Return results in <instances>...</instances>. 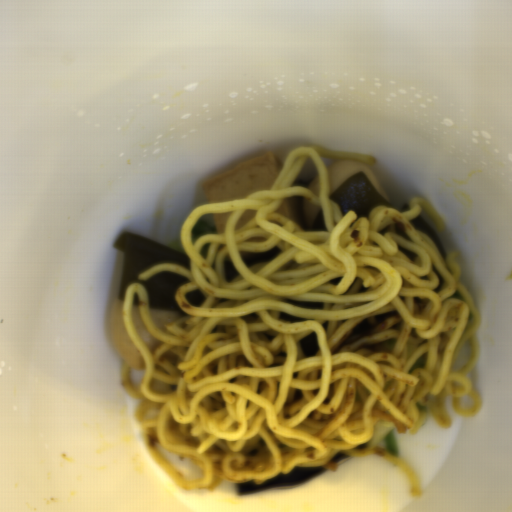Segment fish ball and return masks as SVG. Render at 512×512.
Segmentation results:
<instances>
[{"label":"fish ball","instance_id":"fish-ball-3","mask_svg":"<svg viewBox=\"0 0 512 512\" xmlns=\"http://www.w3.org/2000/svg\"><path fill=\"white\" fill-rule=\"evenodd\" d=\"M358 172L364 173L372 184L374 190L389 202L390 198L371 166L361 163L356 159H336L326 167L327 182L330 193L333 194L336 189Z\"/></svg>","mask_w":512,"mask_h":512},{"label":"fish ball","instance_id":"fish-ball-4","mask_svg":"<svg viewBox=\"0 0 512 512\" xmlns=\"http://www.w3.org/2000/svg\"><path fill=\"white\" fill-rule=\"evenodd\" d=\"M131 317L134 329L146 348L151 352L159 347L162 342L148 328L137 306L131 307Z\"/></svg>","mask_w":512,"mask_h":512},{"label":"fish ball","instance_id":"fish-ball-8","mask_svg":"<svg viewBox=\"0 0 512 512\" xmlns=\"http://www.w3.org/2000/svg\"><path fill=\"white\" fill-rule=\"evenodd\" d=\"M278 215L287 219H295L293 206L290 200H286L277 209L274 210Z\"/></svg>","mask_w":512,"mask_h":512},{"label":"fish ball","instance_id":"fish-ball-7","mask_svg":"<svg viewBox=\"0 0 512 512\" xmlns=\"http://www.w3.org/2000/svg\"><path fill=\"white\" fill-rule=\"evenodd\" d=\"M258 214V210L255 209H246L244 212H242L236 222L235 228L242 229L245 227L248 223H250L253 218Z\"/></svg>","mask_w":512,"mask_h":512},{"label":"fish ball","instance_id":"fish-ball-5","mask_svg":"<svg viewBox=\"0 0 512 512\" xmlns=\"http://www.w3.org/2000/svg\"><path fill=\"white\" fill-rule=\"evenodd\" d=\"M148 312L155 326L163 331L173 323L177 317L176 311L165 307H151L150 301Z\"/></svg>","mask_w":512,"mask_h":512},{"label":"fish ball","instance_id":"fish-ball-6","mask_svg":"<svg viewBox=\"0 0 512 512\" xmlns=\"http://www.w3.org/2000/svg\"><path fill=\"white\" fill-rule=\"evenodd\" d=\"M232 212L215 213L212 216L216 233H224L226 222Z\"/></svg>","mask_w":512,"mask_h":512},{"label":"fish ball","instance_id":"fish-ball-2","mask_svg":"<svg viewBox=\"0 0 512 512\" xmlns=\"http://www.w3.org/2000/svg\"><path fill=\"white\" fill-rule=\"evenodd\" d=\"M124 302L123 298H117L111 305L108 312L109 338L117 352L131 367L144 368V358L139 354L128 334L125 322L122 317Z\"/></svg>","mask_w":512,"mask_h":512},{"label":"fish ball","instance_id":"fish-ball-1","mask_svg":"<svg viewBox=\"0 0 512 512\" xmlns=\"http://www.w3.org/2000/svg\"><path fill=\"white\" fill-rule=\"evenodd\" d=\"M280 169L275 151H267L220 172L204 185L208 204L244 199L255 191L269 190Z\"/></svg>","mask_w":512,"mask_h":512}]
</instances>
